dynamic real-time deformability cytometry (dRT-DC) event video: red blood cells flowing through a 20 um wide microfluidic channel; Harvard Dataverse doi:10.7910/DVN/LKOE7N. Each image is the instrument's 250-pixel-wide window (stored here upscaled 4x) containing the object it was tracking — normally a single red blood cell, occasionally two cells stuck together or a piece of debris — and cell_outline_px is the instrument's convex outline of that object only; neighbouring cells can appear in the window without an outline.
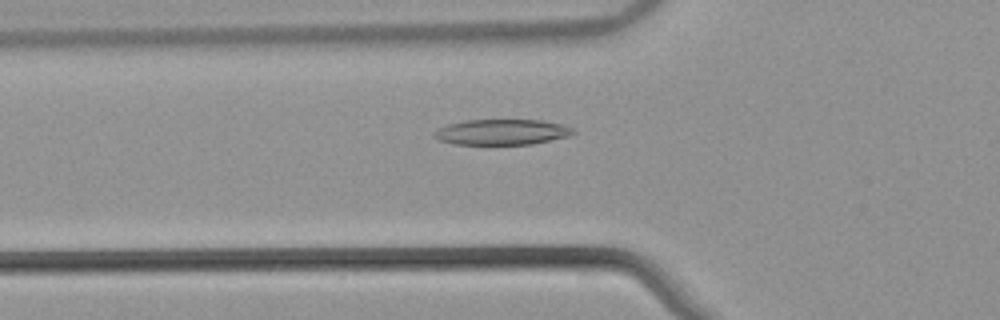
{"species": "common noctule bat (a hibernating species)", "species_latin": "Nyctalus noctula", "temperature_condition": "warm", "stored_images_in_passage": 53, "camera_frame_rate_fps": 3000, "um_per_image_px": 0.085, "animal": {"sex": "male", "body_mass_g": 21.5, "forearm_length_mm": 52.0}, "frame": {"image": 1, "passage_image": 19, "time_ms": 6.0, "image_size_px": [1000, 320], "cell_outline_px": [[576, 132], [568, 136], [532, 144], [452, 144], [440, 140], [436, 136], [436, 132], [440, 128], [448, 124], [464, 120], [540, 120], [560, 124], [576, 128]], "centroid_in_image_um": [42.71, 11.22], "position_along_channel_um": 83.1, "area_um2": 20.46}}
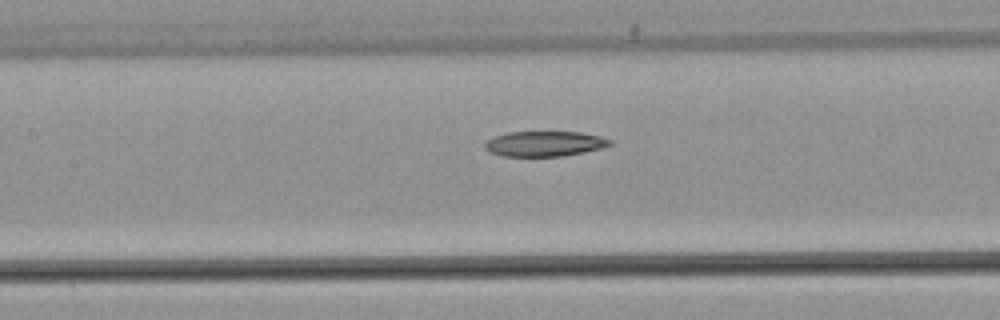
{"frame": {"image": 2, "passage_image": 25, "time_ms": 8.0, "image_size_px": [1000, 320], "cell_outline_px": [[612, 144], [600, 148], [584, 152], [564, 156], [500, 156], [488, 152], [484, 148], [484, 140], [508, 132], [580, 132], [600, 136], [612, 140]], "centroid_in_image_um": [46.24, 12.22], "position_along_channel_um": 161.2, "area_um2": 18.5}}
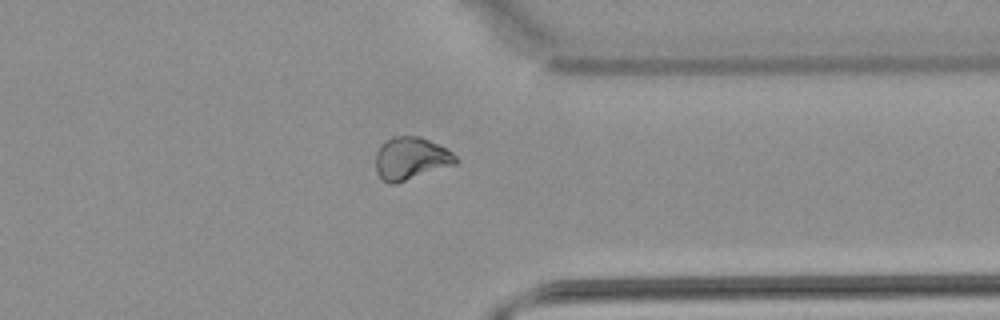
{"frame": {"image": 3, "passage_image": 42, "time_ms": 13.667, "image_size_px": [1000, 320], "cell_outline_px": [[456, 164], [396, 184], [388, 184], [376, 172], [376, 152], [380, 144], [392, 136], [420, 136], [452, 152], [456, 156]], "centroid_in_image_um": [34.89, 13.47], "position_along_channel_um": 376.5, "area_um2": 19.83}}